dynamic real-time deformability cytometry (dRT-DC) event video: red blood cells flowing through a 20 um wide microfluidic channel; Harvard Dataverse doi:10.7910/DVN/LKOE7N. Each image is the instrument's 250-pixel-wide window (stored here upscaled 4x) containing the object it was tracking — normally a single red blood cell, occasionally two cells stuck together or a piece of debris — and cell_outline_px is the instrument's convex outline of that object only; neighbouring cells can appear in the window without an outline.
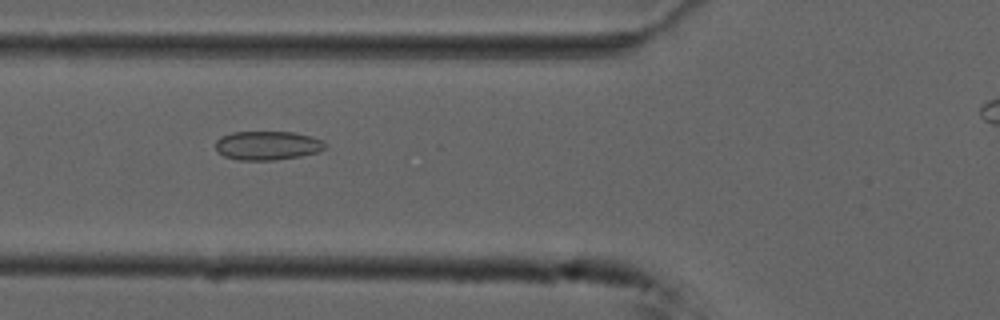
{"species": "common noctule bat (a hibernating species)", "species_latin": "Nyctalus noctula", "temperature_condition": "cold", "stored_images_in_passage": 35, "camera_frame_rate_fps": 3000, "um_per_image_px": 0.085, "animal": {"sex": "male", "forearm_length_mm": 52.5}, "frame": {"image": 1, "passage_image": 6, "time_ms": 1.667, "image_size_px": [1000, 320], "cell_outline_px": [[328, 148], [316, 152], [300, 156], [272, 160], [236, 160], [224, 156], [216, 152], [216, 140], [220, 136], [232, 132], [292, 132], [312, 136], [324, 140], [328, 144]], "centroid_in_image_um": [22.74, 12.36], "position_along_channel_um": 103.1, "area_um2": 18.73}}
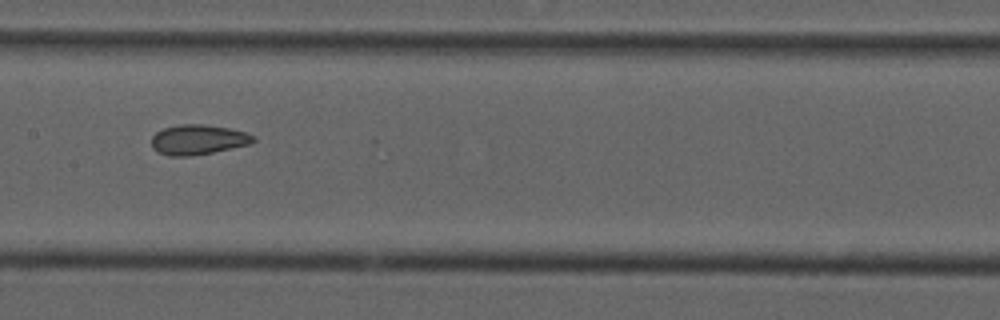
{"frame": {"image": 2, "passage_image": 13, "time_ms": 4.0, "image_size_px": [1000, 320], "cell_outline_px": [[256, 140], [252, 144], [212, 152], [188, 156], [168, 156], [156, 152], [152, 148], [152, 136], [156, 132], [164, 128], [180, 124], [204, 124], [228, 128], [244, 132], [256, 136]], "centroid_in_image_um": [16.83, 11.87], "position_along_channel_um": 190.6, "area_um2": 17.86}}
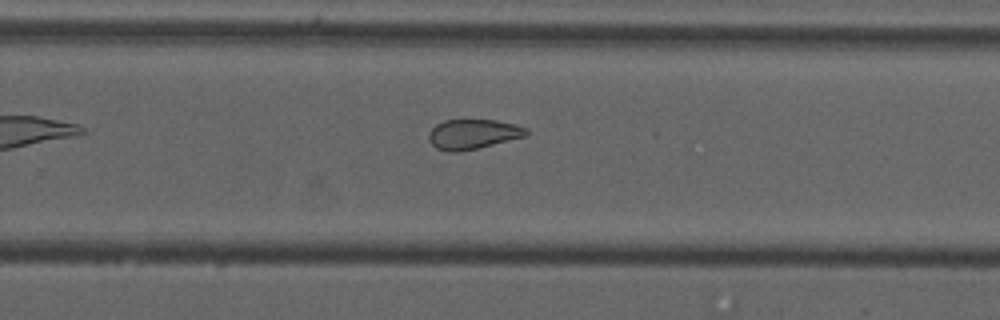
{"frame": {"image": 3, "passage_image": 21, "time_ms": 6.667, "image_size_px": [1000, 320], "cell_outline_px": [[528, 136], [460, 152], [448, 152], [436, 148], [428, 140], [428, 132], [436, 124], [444, 120], [496, 120], [516, 124], [528, 128]], "centroid_in_image_um": [40.21, 11.4], "position_along_channel_um": 289.6, "area_um2": 17.17}, "authors_computed_cell_mechanics": {"area_um2": 17.8602, "velocity_mm_per_s": 3.7413, "shape_relaxation_time_tau1_ms": null, "shape_relaxation_time_tau2_ms": 2.2254, "deformation_change_tau1": null, "deformation_change_tau2": 0.076}}